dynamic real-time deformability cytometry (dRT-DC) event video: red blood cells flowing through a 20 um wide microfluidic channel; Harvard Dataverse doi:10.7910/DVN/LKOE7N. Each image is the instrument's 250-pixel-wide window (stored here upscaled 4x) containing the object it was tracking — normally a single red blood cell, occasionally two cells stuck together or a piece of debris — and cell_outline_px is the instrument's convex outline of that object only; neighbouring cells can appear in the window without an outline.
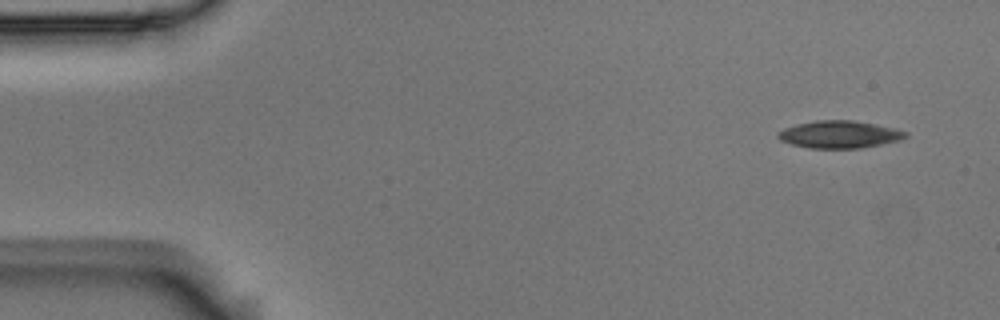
{"species": "Egyptian fruit bat (a non-hibernating species)", "species_latin": "Rousettus aegyptiacus", "temperature_condition": "room temperature", "stored_images_in_passage": 6, "camera_frame_rate_fps": 3000, "um_per_image_px": 0.085, "animal": {"sex": "male"}, "frame": {"image": 1, "passage_image": 1, "time_ms": 0.0, "image_size_px": [1000, 320], "cell_outline_px": [[908, 136], [900, 140], [860, 148], [808, 148], [792, 144], [780, 140], [776, 136], [776, 132], [784, 128], [796, 124], [816, 120], [852, 120], [892, 128], [908, 132]], "centroid_in_image_um": [71.3, 11.43], "position_along_channel_um": 13.7, "area_um2": 20.23}}
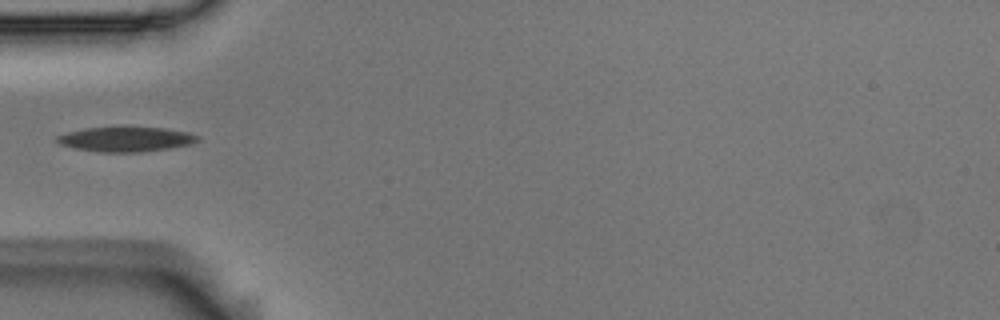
{"frame": {"image": 2, "passage_image": 5, "time_ms": 1.333, "image_size_px": [1000, 320], "cell_outline_px": [[200, 140], [192, 144], [168, 148], [140, 152], [96, 152], [76, 148], [60, 144], [56, 140], [56, 136], [68, 132], [88, 128], [124, 124], [164, 128], [188, 132], [200, 136]], "centroid_in_image_um": [10.73, 11.79], "position_along_channel_um": 74.3, "area_um2": 21.1}}
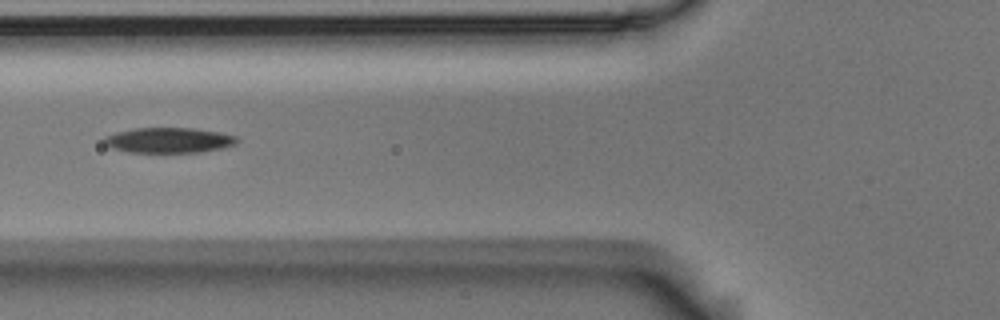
{"frame": {"image": 3, "passage_image": 6, "time_ms": 1.667, "image_size_px": [1000, 320], "cell_outline_px": [[240, 140], [236, 144], [224, 148], [200, 152], [128, 152], [112, 148], [104, 144], [104, 136], [116, 132], [136, 128], [192, 128], [220, 132], [236, 136]], "centroid_in_image_um": [14.37, 11.92], "position_along_channel_um": 111.4, "area_um2": 19.65}}